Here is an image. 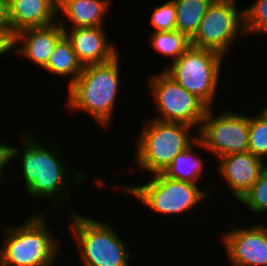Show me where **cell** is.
I'll list each match as a JSON object with an SVG mask.
<instances>
[{
  "instance_id": "6da1fadb",
  "label": "cell",
  "mask_w": 267,
  "mask_h": 266,
  "mask_svg": "<svg viewBox=\"0 0 267 266\" xmlns=\"http://www.w3.org/2000/svg\"><path fill=\"white\" fill-rule=\"evenodd\" d=\"M23 129L17 134L23 139V147L19 146L18 148V145L12 143L9 145V162L20 158L21 175L22 180L25 181L24 189L27 195L34 199L50 201L49 204L53 211L54 209L60 210V207L62 209L63 206L65 209L74 185L78 187L83 183L85 173H81L82 170L71 173L72 169L67 166V161H63V157L59 155L60 150L56 143L54 145L47 138H42L45 141L41 140V136H36L38 132H33L31 128Z\"/></svg>"
},
{
  "instance_id": "7a4b0ae2",
  "label": "cell",
  "mask_w": 267,
  "mask_h": 266,
  "mask_svg": "<svg viewBox=\"0 0 267 266\" xmlns=\"http://www.w3.org/2000/svg\"><path fill=\"white\" fill-rule=\"evenodd\" d=\"M120 53L111 61L83 66L78 78L67 86L68 109L88 113L102 127L112 123L120 80Z\"/></svg>"
},
{
  "instance_id": "3957f363",
  "label": "cell",
  "mask_w": 267,
  "mask_h": 266,
  "mask_svg": "<svg viewBox=\"0 0 267 266\" xmlns=\"http://www.w3.org/2000/svg\"><path fill=\"white\" fill-rule=\"evenodd\" d=\"M32 213L17 226L4 227L0 266H56L61 240L51 233L43 212Z\"/></svg>"
},
{
  "instance_id": "277c9868",
  "label": "cell",
  "mask_w": 267,
  "mask_h": 266,
  "mask_svg": "<svg viewBox=\"0 0 267 266\" xmlns=\"http://www.w3.org/2000/svg\"><path fill=\"white\" fill-rule=\"evenodd\" d=\"M142 125L134 142L133 163L139 171L150 172V176L163 173L178 154L198 139V134L193 133L195 127L184 123L146 118Z\"/></svg>"
},
{
  "instance_id": "5b68a950",
  "label": "cell",
  "mask_w": 267,
  "mask_h": 266,
  "mask_svg": "<svg viewBox=\"0 0 267 266\" xmlns=\"http://www.w3.org/2000/svg\"><path fill=\"white\" fill-rule=\"evenodd\" d=\"M73 210L69 212V228L82 266H130L132 254L116 227Z\"/></svg>"
},
{
  "instance_id": "8992f818",
  "label": "cell",
  "mask_w": 267,
  "mask_h": 266,
  "mask_svg": "<svg viewBox=\"0 0 267 266\" xmlns=\"http://www.w3.org/2000/svg\"><path fill=\"white\" fill-rule=\"evenodd\" d=\"M113 187L118 190L120 187L123 193L127 192L151 211L165 216L191 212L209 196L206 188L199 184L171 179L163 173L152 175L145 184Z\"/></svg>"
},
{
  "instance_id": "52a82bcc",
  "label": "cell",
  "mask_w": 267,
  "mask_h": 266,
  "mask_svg": "<svg viewBox=\"0 0 267 266\" xmlns=\"http://www.w3.org/2000/svg\"><path fill=\"white\" fill-rule=\"evenodd\" d=\"M224 59L225 56L216 51L190 46L163 70L186 91L212 108L217 100Z\"/></svg>"
},
{
  "instance_id": "ba28073f",
  "label": "cell",
  "mask_w": 267,
  "mask_h": 266,
  "mask_svg": "<svg viewBox=\"0 0 267 266\" xmlns=\"http://www.w3.org/2000/svg\"><path fill=\"white\" fill-rule=\"evenodd\" d=\"M155 73L147 81L157 111L151 118L184 123L199 129L209 107L196 95L186 91L164 70Z\"/></svg>"
},
{
  "instance_id": "9c48e42d",
  "label": "cell",
  "mask_w": 267,
  "mask_h": 266,
  "mask_svg": "<svg viewBox=\"0 0 267 266\" xmlns=\"http://www.w3.org/2000/svg\"><path fill=\"white\" fill-rule=\"evenodd\" d=\"M233 0H212L200 22L191 46L210 49L226 57L232 45L244 36L243 9Z\"/></svg>"
},
{
  "instance_id": "30bf717a",
  "label": "cell",
  "mask_w": 267,
  "mask_h": 266,
  "mask_svg": "<svg viewBox=\"0 0 267 266\" xmlns=\"http://www.w3.org/2000/svg\"><path fill=\"white\" fill-rule=\"evenodd\" d=\"M214 112L213 107L208 108L197 130L198 139L204 145L203 150L213 153L217 159L233 153L248 152L249 115L229 109L218 115Z\"/></svg>"
},
{
  "instance_id": "8fae6325",
  "label": "cell",
  "mask_w": 267,
  "mask_h": 266,
  "mask_svg": "<svg viewBox=\"0 0 267 266\" xmlns=\"http://www.w3.org/2000/svg\"><path fill=\"white\" fill-rule=\"evenodd\" d=\"M226 256L232 266H267V226H251L224 231L221 235Z\"/></svg>"
},
{
  "instance_id": "7c38bea8",
  "label": "cell",
  "mask_w": 267,
  "mask_h": 266,
  "mask_svg": "<svg viewBox=\"0 0 267 266\" xmlns=\"http://www.w3.org/2000/svg\"><path fill=\"white\" fill-rule=\"evenodd\" d=\"M267 163L251 152L233 153L218 158L216 169L230 194L239 201L256 182Z\"/></svg>"
},
{
  "instance_id": "4fadbf2b",
  "label": "cell",
  "mask_w": 267,
  "mask_h": 266,
  "mask_svg": "<svg viewBox=\"0 0 267 266\" xmlns=\"http://www.w3.org/2000/svg\"><path fill=\"white\" fill-rule=\"evenodd\" d=\"M105 27H79L63 30L82 66L102 64L116 57L118 47L109 43Z\"/></svg>"
},
{
  "instance_id": "5bb4252c",
  "label": "cell",
  "mask_w": 267,
  "mask_h": 266,
  "mask_svg": "<svg viewBox=\"0 0 267 266\" xmlns=\"http://www.w3.org/2000/svg\"><path fill=\"white\" fill-rule=\"evenodd\" d=\"M63 36L64 31L58 21L43 27L26 28L15 34L14 51L25 60L43 68Z\"/></svg>"
},
{
  "instance_id": "9a60e30c",
  "label": "cell",
  "mask_w": 267,
  "mask_h": 266,
  "mask_svg": "<svg viewBox=\"0 0 267 266\" xmlns=\"http://www.w3.org/2000/svg\"><path fill=\"white\" fill-rule=\"evenodd\" d=\"M111 2V0H57V15L62 14L57 21L63 30L104 27L105 16L110 12ZM62 16H65V19ZM66 19L71 24L69 28L64 23Z\"/></svg>"
},
{
  "instance_id": "2e32d148",
  "label": "cell",
  "mask_w": 267,
  "mask_h": 266,
  "mask_svg": "<svg viewBox=\"0 0 267 266\" xmlns=\"http://www.w3.org/2000/svg\"><path fill=\"white\" fill-rule=\"evenodd\" d=\"M9 20L14 34L57 21V0H8Z\"/></svg>"
},
{
  "instance_id": "e0dca14e",
  "label": "cell",
  "mask_w": 267,
  "mask_h": 266,
  "mask_svg": "<svg viewBox=\"0 0 267 266\" xmlns=\"http://www.w3.org/2000/svg\"><path fill=\"white\" fill-rule=\"evenodd\" d=\"M197 148H204L199 139L178 154L163 174L171 179L198 184L203 174H205L204 172L207 171H203L205 167L204 160L201 154L199 155L200 151L196 150Z\"/></svg>"
},
{
  "instance_id": "ac0fdd59",
  "label": "cell",
  "mask_w": 267,
  "mask_h": 266,
  "mask_svg": "<svg viewBox=\"0 0 267 266\" xmlns=\"http://www.w3.org/2000/svg\"><path fill=\"white\" fill-rule=\"evenodd\" d=\"M42 69L54 76H68V86H70L81 74L83 66L77 60L70 41L64 35L56 44L47 64Z\"/></svg>"
},
{
  "instance_id": "d6986e66",
  "label": "cell",
  "mask_w": 267,
  "mask_h": 266,
  "mask_svg": "<svg viewBox=\"0 0 267 266\" xmlns=\"http://www.w3.org/2000/svg\"><path fill=\"white\" fill-rule=\"evenodd\" d=\"M176 7V30L190 40L197 33L200 22L212 0H173Z\"/></svg>"
},
{
  "instance_id": "ffe728a7",
  "label": "cell",
  "mask_w": 267,
  "mask_h": 266,
  "mask_svg": "<svg viewBox=\"0 0 267 266\" xmlns=\"http://www.w3.org/2000/svg\"><path fill=\"white\" fill-rule=\"evenodd\" d=\"M149 41L158 54L171 58V63L191 46V40L178 30L152 32Z\"/></svg>"
},
{
  "instance_id": "44dd1931",
  "label": "cell",
  "mask_w": 267,
  "mask_h": 266,
  "mask_svg": "<svg viewBox=\"0 0 267 266\" xmlns=\"http://www.w3.org/2000/svg\"><path fill=\"white\" fill-rule=\"evenodd\" d=\"M248 151L267 163V114L262 110L249 115Z\"/></svg>"
},
{
  "instance_id": "7402d4cb",
  "label": "cell",
  "mask_w": 267,
  "mask_h": 266,
  "mask_svg": "<svg viewBox=\"0 0 267 266\" xmlns=\"http://www.w3.org/2000/svg\"><path fill=\"white\" fill-rule=\"evenodd\" d=\"M238 203L255 215L267 213V166Z\"/></svg>"
},
{
  "instance_id": "603a6c76",
  "label": "cell",
  "mask_w": 267,
  "mask_h": 266,
  "mask_svg": "<svg viewBox=\"0 0 267 266\" xmlns=\"http://www.w3.org/2000/svg\"><path fill=\"white\" fill-rule=\"evenodd\" d=\"M243 14L245 35H267V0L253 1L243 8Z\"/></svg>"
},
{
  "instance_id": "cb8c5ba5",
  "label": "cell",
  "mask_w": 267,
  "mask_h": 266,
  "mask_svg": "<svg viewBox=\"0 0 267 266\" xmlns=\"http://www.w3.org/2000/svg\"><path fill=\"white\" fill-rule=\"evenodd\" d=\"M177 12L173 0H168L162 5L154 7L150 16V25L153 32L176 30Z\"/></svg>"
},
{
  "instance_id": "d4e9b609",
  "label": "cell",
  "mask_w": 267,
  "mask_h": 266,
  "mask_svg": "<svg viewBox=\"0 0 267 266\" xmlns=\"http://www.w3.org/2000/svg\"><path fill=\"white\" fill-rule=\"evenodd\" d=\"M15 47V34L11 26H0V58L10 53Z\"/></svg>"
},
{
  "instance_id": "484cf974",
  "label": "cell",
  "mask_w": 267,
  "mask_h": 266,
  "mask_svg": "<svg viewBox=\"0 0 267 266\" xmlns=\"http://www.w3.org/2000/svg\"><path fill=\"white\" fill-rule=\"evenodd\" d=\"M9 145L10 142L0 141V182L4 183L6 177V170L9 167ZM5 173V174H4Z\"/></svg>"
},
{
  "instance_id": "4316f807",
  "label": "cell",
  "mask_w": 267,
  "mask_h": 266,
  "mask_svg": "<svg viewBox=\"0 0 267 266\" xmlns=\"http://www.w3.org/2000/svg\"><path fill=\"white\" fill-rule=\"evenodd\" d=\"M0 26H11L8 0H0Z\"/></svg>"
},
{
  "instance_id": "83f0119b",
  "label": "cell",
  "mask_w": 267,
  "mask_h": 266,
  "mask_svg": "<svg viewBox=\"0 0 267 266\" xmlns=\"http://www.w3.org/2000/svg\"><path fill=\"white\" fill-rule=\"evenodd\" d=\"M261 110L267 114V105H265L263 108H261Z\"/></svg>"
}]
</instances>
